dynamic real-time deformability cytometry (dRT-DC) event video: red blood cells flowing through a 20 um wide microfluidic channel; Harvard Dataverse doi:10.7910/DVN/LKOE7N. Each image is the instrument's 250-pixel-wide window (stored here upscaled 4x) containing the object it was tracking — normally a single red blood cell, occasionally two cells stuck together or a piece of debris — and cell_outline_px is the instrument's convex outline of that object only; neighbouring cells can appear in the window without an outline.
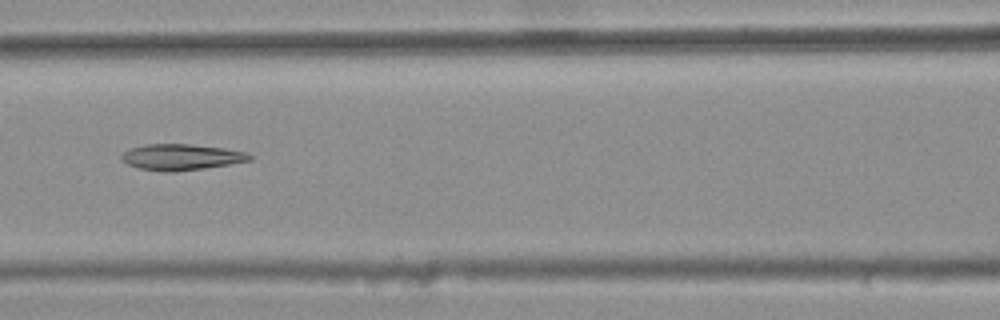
{"species": "common noctule bat (a hibernating species)", "species_latin": "Nyctalus noctula", "temperature_condition": "warm", "stored_images_in_passage": 9, "camera_frame_rate_fps": 3000, "um_per_image_px": 0.085, "animal": {"sex": "female", "body_mass_g": 25.1}, "frame": {"image": 1, "passage_image": 6, "time_ms": 1.667, "image_size_px": [1000, 320], "cell_outline_px": [[252, 160], [204, 168], [176, 172], [164, 172], [140, 168], [128, 164], [120, 160], [120, 156], [124, 152], [132, 148], [144, 144], [188, 144], [224, 148], [244, 152], [252, 156]], "centroid_in_image_um": [15.37, 13.35], "position_along_channel_um": 151.2, "area_um2": 19.31}}
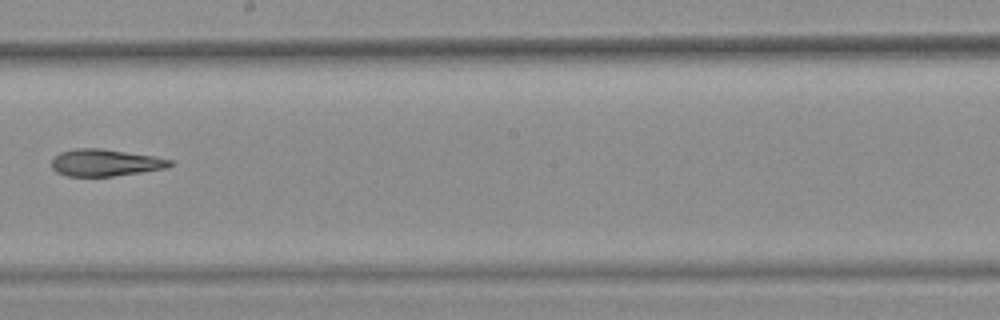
{"frame": {"image": 2, "passage_image": 8, "time_ms": 2.333, "image_size_px": [1000, 320], "cell_outline_px": [[172, 164], [168, 168], [112, 176], [68, 176], [56, 172], [52, 168], [52, 160], [60, 152], [76, 148], [100, 148], [152, 156], [172, 160]], "centroid_in_image_um": [8.93, 13.83], "position_along_channel_um": 239.3, "area_um2": 18.38}}
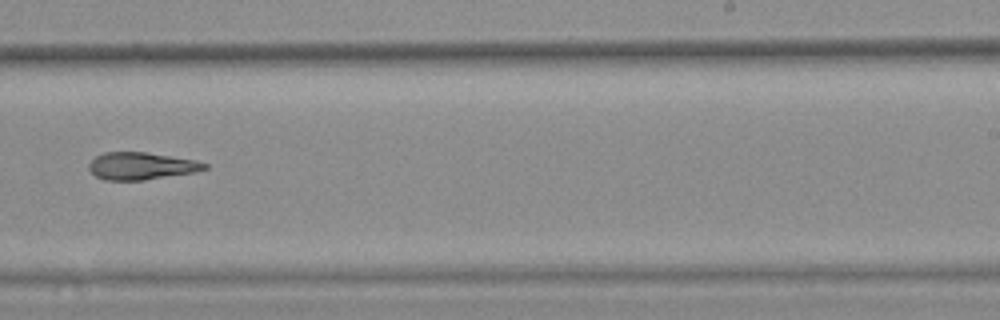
{"frame": {"image": 3, "passage_image": 9, "time_ms": 2.667, "image_size_px": [1000, 320], "cell_outline_px": [[208, 168], [196, 172], [144, 180], [104, 180], [96, 176], [88, 168], [88, 164], [96, 156], [104, 152], [144, 152], [196, 160], [208, 164]], "centroid_in_image_um": [12.01, 14.11], "position_along_channel_um": 277.0, "area_um2": 18.38}}